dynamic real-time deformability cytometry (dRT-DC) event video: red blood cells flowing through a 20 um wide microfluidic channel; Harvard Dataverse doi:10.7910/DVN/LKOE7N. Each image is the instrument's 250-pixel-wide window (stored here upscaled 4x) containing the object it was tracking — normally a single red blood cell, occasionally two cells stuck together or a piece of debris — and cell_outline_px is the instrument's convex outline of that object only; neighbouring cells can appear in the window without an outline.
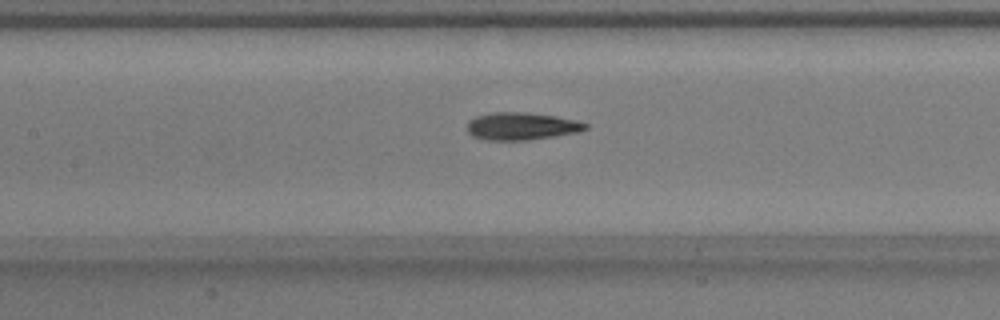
{"species": "common noctule bat (a hibernating species)", "species_latin": "Nyctalus noctula", "temperature_condition": "warm", "stored_images_in_passage": 33, "camera_frame_rate_fps": 3000, "um_per_image_px": 0.085, "animal": {"sex": "male", "body_mass_g": 17.9}, "frame": {"image": 1, "passage_image": 10, "time_ms": 3.0, "image_size_px": [1000, 320], "cell_outline_px": [[588, 128], [580, 132], [528, 140], [488, 140], [472, 136], [468, 132], [468, 120], [476, 116], [488, 112], [524, 112], [556, 116], [576, 120], [588, 124]], "centroid_in_image_um": [44.33, 10.72], "position_along_channel_um": 163.1, "area_um2": 19.07}}
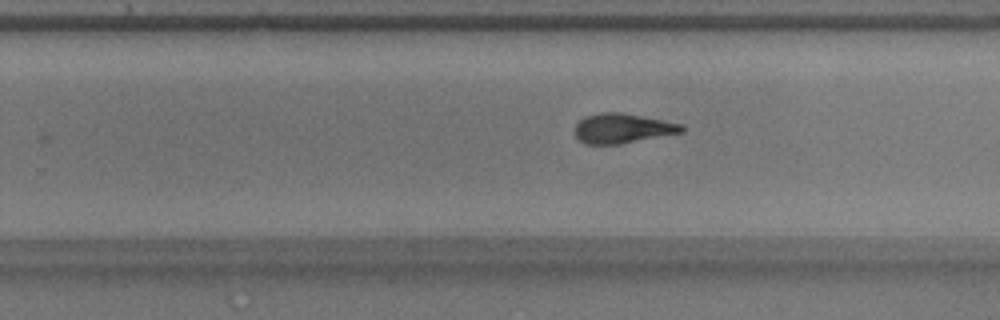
{"frame": {"image": 2, "passage_image": 19, "time_ms": 6.0, "image_size_px": [1000, 320], "cell_outline_px": [[684, 132], [620, 144], [584, 144], [572, 132], [576, 124], [584, 116], [600, 112], [620, 112], [684, 124]], "centroid_in_image_um": [52.88, 10.91], "position_along_channel_um": 276.9, "area_um2": 18.67}}
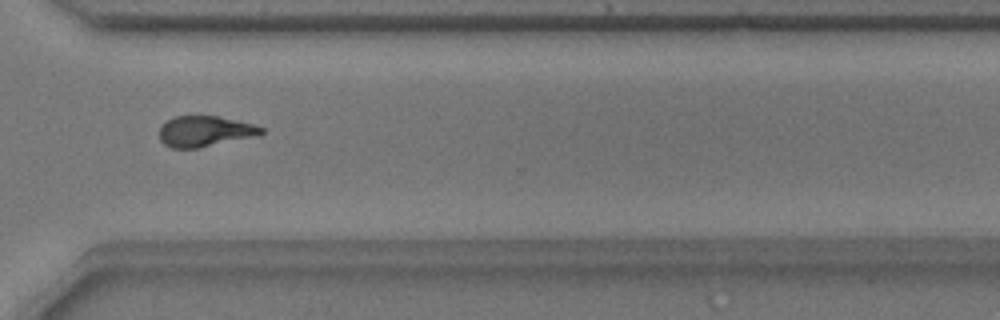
{"frame": {"image": 3, "passage_image": 25, "time_ms": 8.0, "image_size_px": [1000, 320], "cell_outline_px": [[264, 132], [260, 136], [196, 148], [172, 148], [164, 144], [160, 140], [160, 128], [172, 116], [216, 116], [252, 124], [264, 128]], "centroid_in_image_um": [17.44, 11.17], "position_along_channel_um": 353.2, "area_um2": 18.15}, "authors_computed_cell_mechanics": {"area_um2": 18.785, "velocity_mm_per_s": 3.809, "shape_relaxation_time_tau1_ms": 4.0012, "shape_relaxation_time_tau2_ms": 3.2264, "deformation_change_tau1": 0.1743, "deformation_change_tau2": 0.1283}}